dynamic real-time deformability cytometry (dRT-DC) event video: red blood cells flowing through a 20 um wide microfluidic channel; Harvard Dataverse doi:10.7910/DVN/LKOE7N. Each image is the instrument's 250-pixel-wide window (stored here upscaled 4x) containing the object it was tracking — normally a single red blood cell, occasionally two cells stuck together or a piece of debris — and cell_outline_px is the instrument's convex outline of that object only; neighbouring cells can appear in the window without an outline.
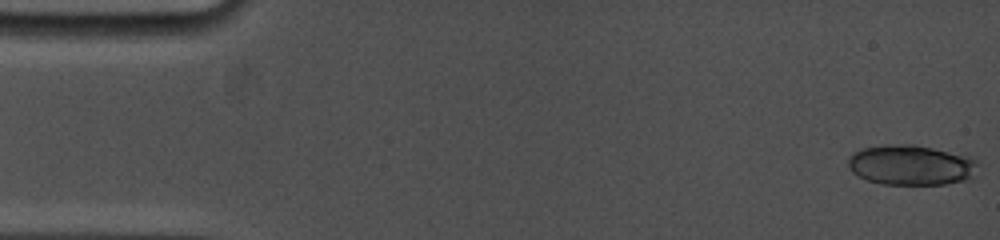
{"species": "common noctule bat (a hibernating species)", "species_latin": "Nyctalus noctula", "temperature_condition": "cold", "stored_images_in_passage": 7, "camera_frame_rate_fps": 5000, "um_per_image_px": 0.085, "animal": {"sex": "female", "body_mass_g": 19.0, "forearm_length_mm": 53.3}, "frame": {"image": 1, "passage_image": 1, "time_ms": 0.0, "image_size_px": [1000, 240], "cell_outline_px": [[976, 164], [972, 176], [968, 180], [948, 184], [884, 184], [868, 180], [852, 172], [848, 168], [848, 156], [852, 152], [860, 148], [888, 144], [912, 144], [972, 156], [976, 160]], "centroid_in_image_um": [77.41, 14.02], "position_along_channel_um": 7.6, "area_um2": 30.52}}
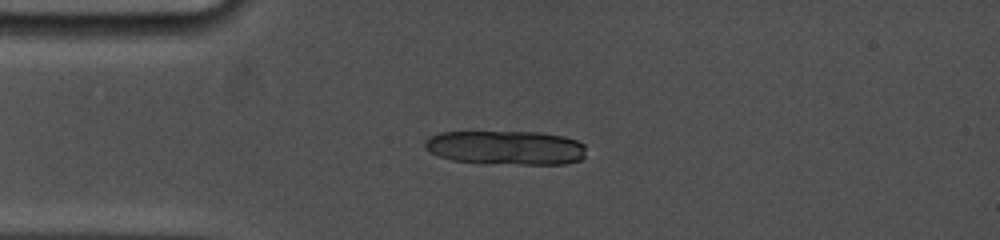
{"frame": {"image": 2, "passage_image": 7, "time_ms": 3.8, "image_size_px": [1000, 240], "cell_outline_px": [[584, 156], [580, 160], [564, 164], [520, 164], [452, 160], [440, 156], [424, 148], [424, 140], [440, 132], [536, 132], [564, 136], [576, 140], [584, 144]], "centroid_in_image_um": [43.02, 12.54], "position_along_channel_um": 42.0, "area_um2": 31.73}}